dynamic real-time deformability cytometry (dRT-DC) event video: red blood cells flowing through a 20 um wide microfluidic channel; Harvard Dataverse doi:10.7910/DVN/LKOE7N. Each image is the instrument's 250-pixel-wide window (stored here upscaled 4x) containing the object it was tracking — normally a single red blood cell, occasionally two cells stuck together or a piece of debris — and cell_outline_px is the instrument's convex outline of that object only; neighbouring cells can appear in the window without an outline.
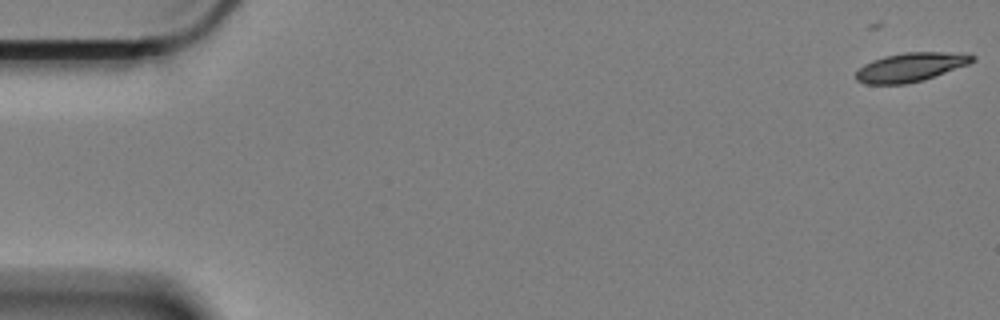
{"species": "Egyptian fruit bat (a non-hibernating species)", "species_latin": "Rousettus aegyptiacus", "temperature_condition": "cold", "stored_images_in_passage": 3, "camera_frame_rate_fps": 3000, "um_per_image_px": 0.085, "animal": {"sex": "female"}, "frame": {"image": 1, "passage_image": 3, "time_ms": 0.667, "image_size_px": [1000, 320], "cell_outline_px": [[976, 60], [968, 64], [924, 80], [904, 84], [864, 84], [856, 80], [856, 72], [864, 64], [872, 60], [884, 56], [904, 52], [968, 52], [976, 56]], "centroid_in_image_um": [77.44, 5.69], "position_along_channel_um": 7.6, "area_um2": 19.83}}